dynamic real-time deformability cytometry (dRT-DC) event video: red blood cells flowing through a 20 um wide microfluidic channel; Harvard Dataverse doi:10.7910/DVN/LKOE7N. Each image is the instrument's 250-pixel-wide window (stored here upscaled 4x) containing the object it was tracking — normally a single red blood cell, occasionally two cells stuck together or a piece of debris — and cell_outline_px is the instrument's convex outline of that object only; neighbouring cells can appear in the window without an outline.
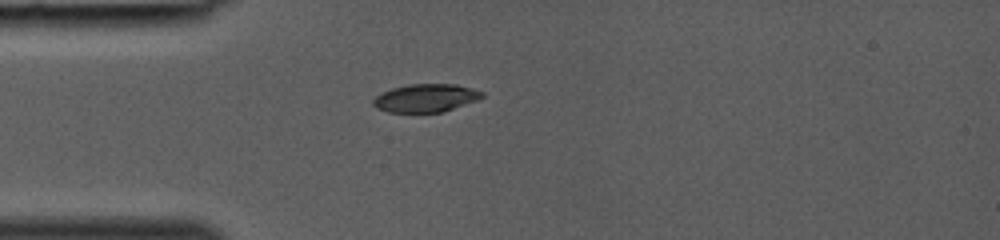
{"species": "common noctule bat (a hibernating species)", "species_latin": "Nyctalus noctula", "temperature_condition": "room temperature", "stored_images_in_passage": 30, "camera_frame_rate_fps": 3000, "um_per_image_px": 0.085, "animal": {"sex": "female", "body_mass_g": 19.0, "forearm_length_mm": 53.3}, "frame": {"image": 1, "passage_image": 3, "time_ms": 0.667, "image_size_px": [1000, 240], "cell_outline_px": [[484, 96], [476, 100], [444, 112], [388, 112], [376, 108], [372, 104], [372, 100], [380, 92], [392, 88], [408, 84], [456, 84], [472, 88], [484, 92]], "centroid_in_image_um": [36.16, 8.33], "position_along_channel_um": 48.8, "area_um2": 17.92}}
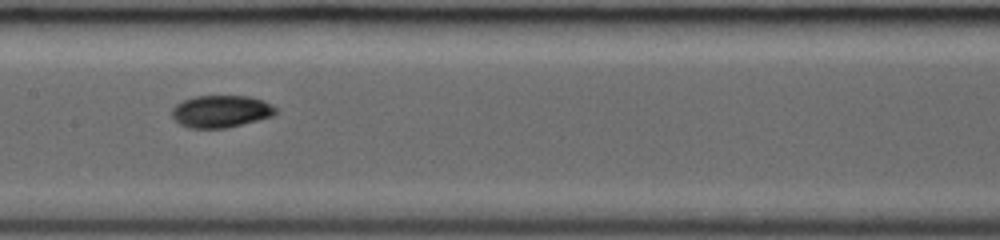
{"frame": {"image": 2, "passage_image": 12, "time_ms": 3.667, "image_size_px": [1000, 240], "cell_outline_px": [[280, 108], [272, 116], [228, 128], [188, 128], [180, 124], [172, 116], [172, 108], [176, 104], [184, 100], [196, 96], [248, 96], [264, 100]], "centroid_in_image_um": [18.81, 9.46], "position_along_channel_um": 188.6, "area_um2": 19.59}}
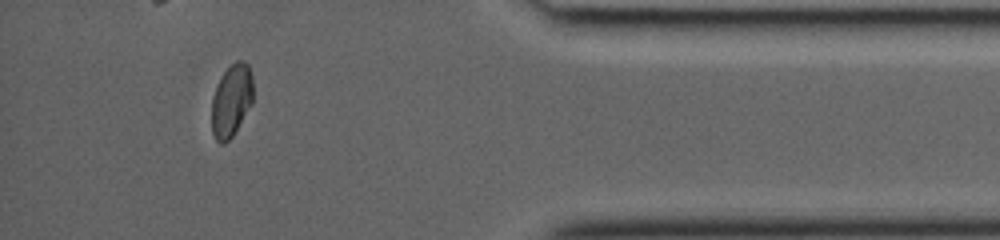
{"frame": {"image": 3, "passage_image": 27, "time_ms": 8.667, "image_size_px": [1000, 240], "cell_outline_px": [[252, 104], [232, 136], [224, 144], [220, 144], [216, 140], [212, 132], [212, 96], [220, 76], [236, 60], [244, 60], [248, 64], [252, 76]], "centroid_in_image_um": [19.66, 8.53], "position_along_channel_um": 415.5, "area_um2": 17.51}}